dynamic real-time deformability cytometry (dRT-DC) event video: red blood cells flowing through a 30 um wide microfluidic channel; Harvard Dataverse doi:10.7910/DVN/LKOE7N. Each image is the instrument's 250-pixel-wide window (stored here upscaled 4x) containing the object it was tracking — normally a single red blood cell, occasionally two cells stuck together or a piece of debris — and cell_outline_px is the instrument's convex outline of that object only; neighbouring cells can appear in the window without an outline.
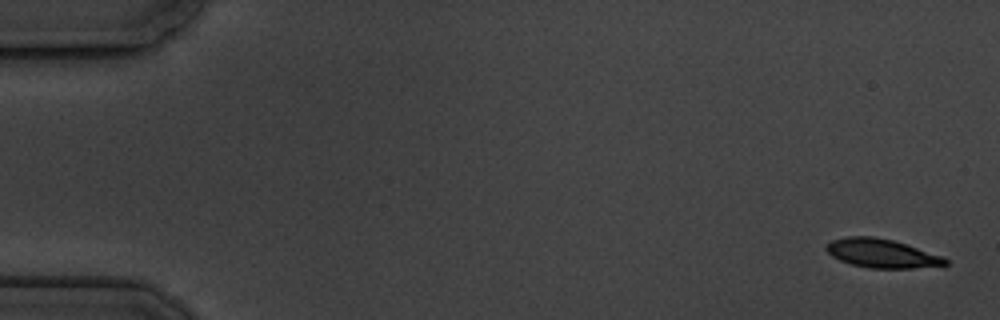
{"species": "common noctule bat (a hibernating species)", "species_latin": "Nyctalus noctula", "temperature_condition": "cold", "stored_images_in_passage": 7, "camera_frame_rate_fps": 3000, "um_per_image_px": 0.085, "animal": {"sex": "male", "body_mass_g": 19.5, "forearm_length_mm": 54.6}, "frame": {"image": 1, "passage_image": 1, "time_ms": 0.0, "image_size_px": [1000, 320], "cell_outline_px": [[948, 264], [944, 268], [868, 268], [852, 264], [840, 260], [832, 256], [824, 248], [832, 240], [848, 236], [872, 236], [892, 240], [940, 256], [948, 260]], "centroid_in_image_um": [74.99, 21.56], "position_along_channel_um": 10.0, "area_um2": 19.94}}
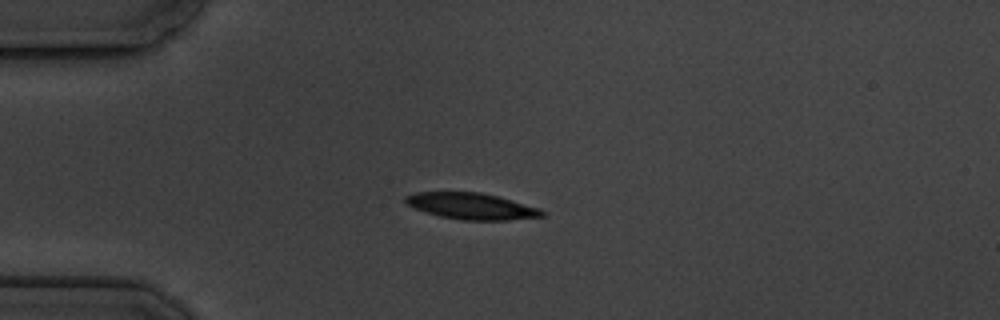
{"frame": {"image": 2, "passage_image": 4, "time_ms": 4.333, "image_size_px": [1000, 320], "cell_outline_px": [[544, 216], [508, 220], [460, 220], [440, 216], [424, 212], [408, 204], [404, 200], [404, 196], [416, 192], [480, 192], [512, 200], [540, 208], [544, 212]], "centroid_in_image_um": [40.07, 17.52], "position_along_channel_um": 44.9, "area_um2": 20.87}}
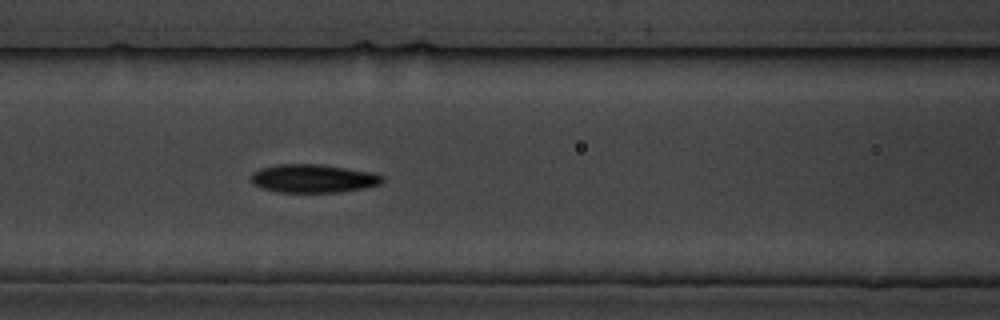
{"frame": {"image": 3, "passage_image": 7, "time_ms": 7.667, "image_size_px": [1000, 320], "cell_outline_px": [[384, 180], [380, 184], [364, 188], [340, 192], [280, 192], [260, 188], [252, 184], [248, 180], [248, 176], [252, 172], [260, 168], [276, 164], [320, 164], [372, 172], [384, 176]], "centroid_in_image_um": [26.56, 15.17], "position_along_channel_um": 140.0, "area_um2": 22.02}}